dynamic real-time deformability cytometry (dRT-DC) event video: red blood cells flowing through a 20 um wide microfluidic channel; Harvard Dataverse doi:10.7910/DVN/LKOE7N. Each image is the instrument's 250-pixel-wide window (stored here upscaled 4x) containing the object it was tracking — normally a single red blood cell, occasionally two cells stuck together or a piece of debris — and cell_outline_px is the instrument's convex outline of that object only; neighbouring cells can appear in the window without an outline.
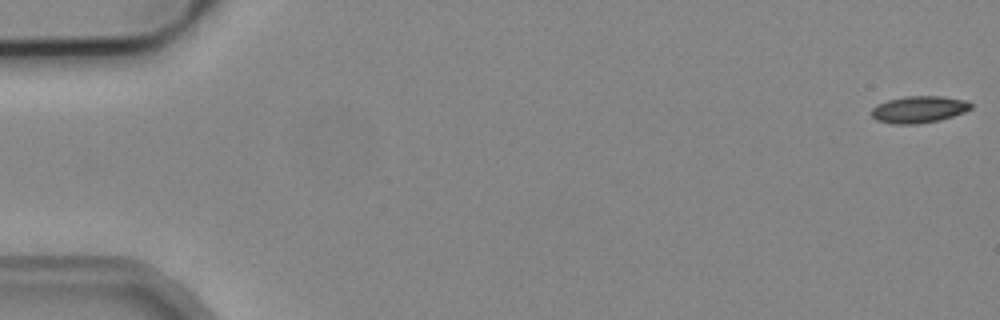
{"species": "common noctule bat (a hibernating species)", "species_latin": "Nyctalus noctula", "temperature_condition": "cold", "stored_images_in_passage": 5, "camera_frame_rate_fps": 3000, "um_per_image_px": 0.085, "animal": {"sex": "male", "body_mass_g": 19.2, "forearm_length_mm": 51.8}, "frame": {"image": 1, "passage_image": 1, "time_ms": 0.0, "image_size_px": [1000, 320], "cell_outline_px": [[972, 108], [964, 112], [940, 120], [916, 124], [892, 124], [876, 120], [872, 116], [872, 108], [876, 104], [888, 100], [908, 96], [940, 96], [964, 100], [972, 104]], "centroid_in_image_um": [78.08, 9.31], "position_along_channel_um": 6.9, "area_um2": 15.49}}